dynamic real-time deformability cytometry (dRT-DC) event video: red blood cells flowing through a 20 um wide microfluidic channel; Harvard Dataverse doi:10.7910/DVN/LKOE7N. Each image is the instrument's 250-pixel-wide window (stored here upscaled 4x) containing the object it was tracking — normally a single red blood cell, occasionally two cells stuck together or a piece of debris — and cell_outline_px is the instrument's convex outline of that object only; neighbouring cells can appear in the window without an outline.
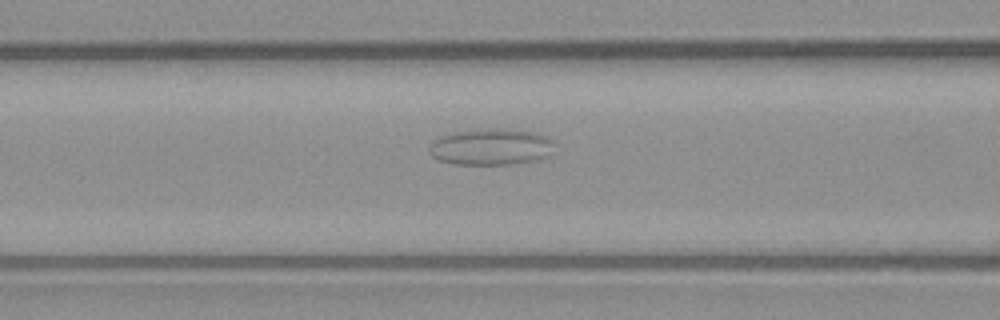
{"species": "common noctule bat (a hibernating species)", "species_latin": "Nyctalus noctula", "temperature_condition": "warm", "stored_images_in_passage": 33, "camera_frame_rate_fps": 3000, "um_per_image_px": 0.085, "animal": {"sex": "male", "body_mass_g": 23.1, "forearm_length_mm": 52.7}, "frame": {"image": 1, "passage_image": 7, "time_ms": 2.0, "image_size_px": [1000, 320], "cell_outline_px": [[552, 140], [544, 156], [532, 160], [512, 164], [456, 164], [440, 160], [432, 156], [428, 148], [440, 136], [448, 132], [484, 128], [504, 128], [536, 132], [548, 136]], "centroid_in_image_um": [41.65, 12.45], "position_along_channel_um": 125.0, "area_um2": 26.24}}
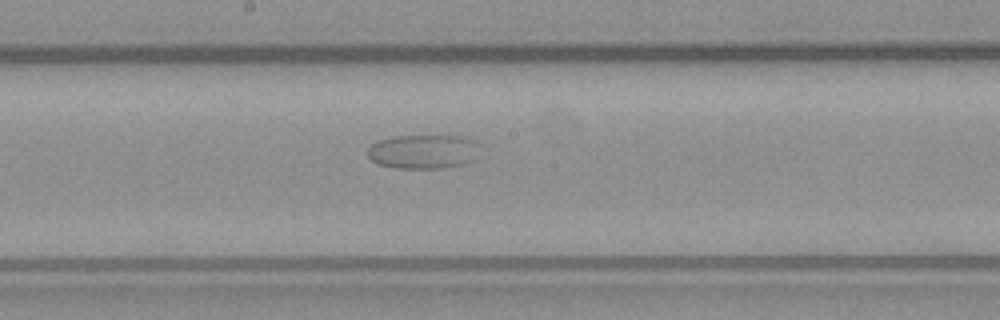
{"frame": {"image": 2, "passage_image": 14, "time_ms": 4.333, "image_size_px": [1000, 320], "cell_outline_px": [[472, 160], [460, 164], [444, 168], [396, 168], [380, 164], [372, 160], [368, 156], [368, 148], [372, 144], [380, 140], [396, 136], [460, 136], [472, 140]], "centroid_in_image_um": [35.84, 12.89], "position_along_channel_um": 212.4, "area_um2": 21.39}}
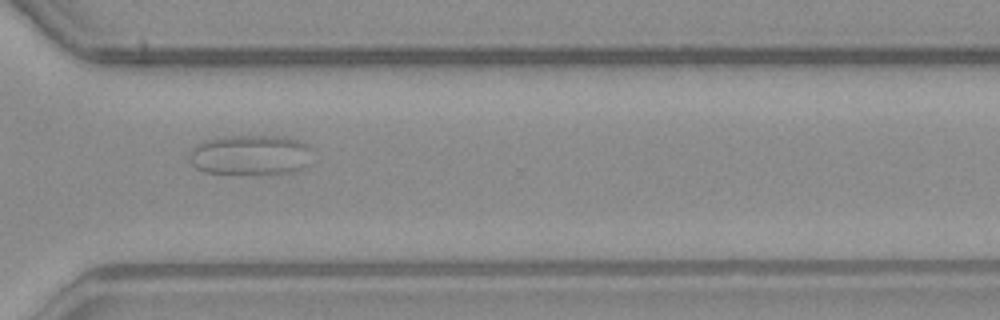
{"frame": {"image": 3, "passage_image": 25, "time_ms": 8.0, "image_size_px": [1000, 320], "cell_outline_px": [[308, 144], [300, 168], [292, 172], [268, 176], [236, 176], [204, 172], [196, 168], [192, 164], [192, 148], [204, 140], [216, 136], [284, 136], [300, 140]], "centroid_in_image_um": [21.17, 13.21], "position_along_channel_um": 349.4, "area_um2": 29.13}}